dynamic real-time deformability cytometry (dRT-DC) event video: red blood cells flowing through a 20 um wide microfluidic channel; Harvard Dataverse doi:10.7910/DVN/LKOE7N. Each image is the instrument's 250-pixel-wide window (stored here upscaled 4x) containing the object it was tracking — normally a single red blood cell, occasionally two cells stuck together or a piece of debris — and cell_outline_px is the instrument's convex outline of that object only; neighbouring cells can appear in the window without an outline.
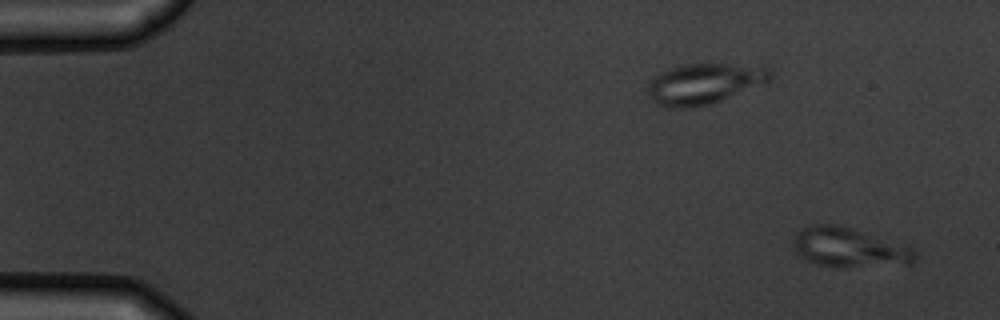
{"species": "common noctule bat (a hibernating species)", "species_latin": "Nyctalus noctula", "temperature_condition": "warm", "stored_images_in_passage": 6, "camera_frame_rate_fps": 3000, "um_per_image_px": 0.085, "animal": {"sex": "male", "body_mass_g": 19.5, "forearm_length_mm": 54.6}, "frame": {"image": 1, "passage_image": 1, "time_ms": 0.0, "image_size_px": [1000, 320], "cell_outline_px": [[916, 260], [912, 264], [844, 268], [836, 268], [820, 264], [808, 260], [800, 256], [792, 248], [792, 236], [804, 224], [840, 224], [912, 244], [916, 248]], "centroid_in_image_um": [72.25, 21.01], "position_along_channel_um": 12.8, "area_um2": 29.65}}